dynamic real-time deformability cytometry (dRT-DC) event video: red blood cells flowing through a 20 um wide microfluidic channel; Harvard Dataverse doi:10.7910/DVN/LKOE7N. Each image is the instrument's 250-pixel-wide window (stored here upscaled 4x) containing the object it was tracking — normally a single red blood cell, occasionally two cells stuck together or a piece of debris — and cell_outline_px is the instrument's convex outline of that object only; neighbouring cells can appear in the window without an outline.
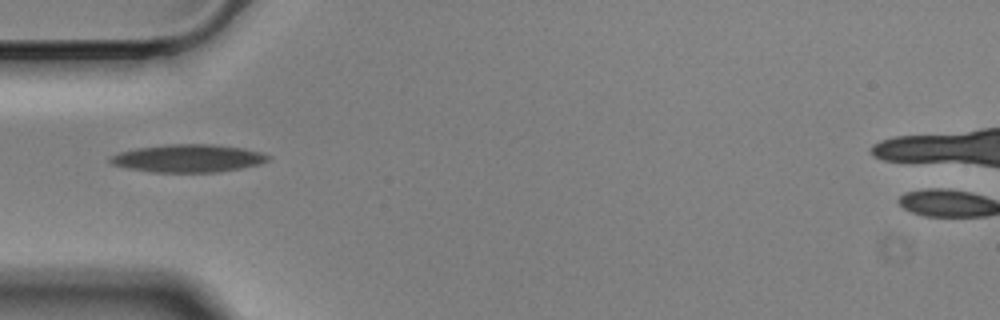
{"species": "Egyptian fruit bat (a non-hibernating species)", "species_latin": "Rousettus aegyptiacus", "temperature_condition": "cold", "stored_images_in_passage": 40, "camera_frame_rate_fps": 3000, "um_per_image_px": 0.085, "animal": {"sex": "male"}, "frame": {"image": 1, "passage_image": 1, "time_ms": 0.0, "image_size_px": [1000, 320], "cell_outline_px": [[272, 156], [268, 160], [260, 164], [240, 168], [216, 172], [152, 172], [128, 168], [112, 164], [108, 160], [112, 156], [120, 152], [136, 148], [164, 144], [212, 144], [244, 148], [264, 152]], "centroid_in_image_um": [16.03, 13.45], "position_along_channel_um": 69.0, "area_um2": 25.66}}
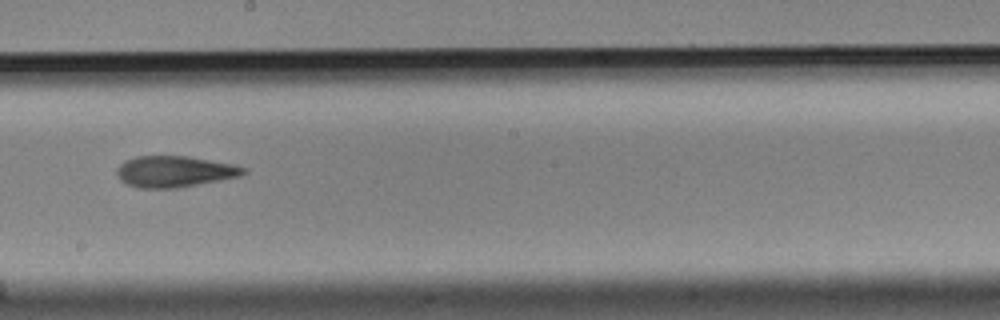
{"frame": {"image": 2, "passage_image": 15, "time_ms": 4.667, "image_size_px": [1000, 320], "cell_outline_px": [[248, 172], [240, 176], [180, 188], [136, 188], [120, 180], [116, 176], [116, 168], [124, 160], [136, 156], [188, 156], [232, 164], [248, 168]], "centroid_in_image_um": [14.82, 14.58], "position_along_channel_um": 233.4, "area_um2": 23.29}}
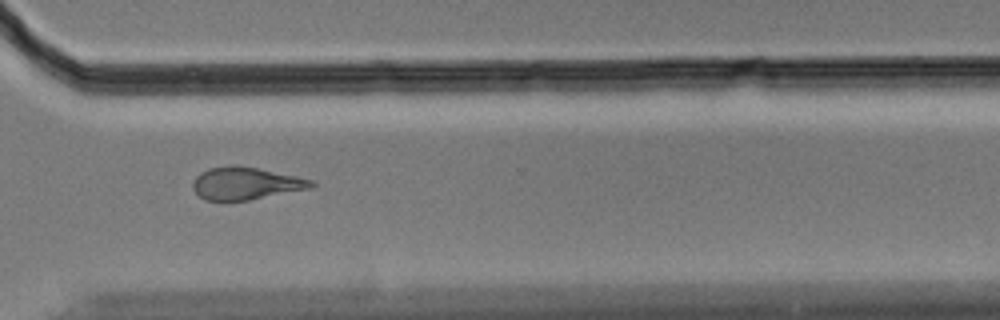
{"frame": {"image": 3, "passage_image": 25, "time_ms": 8.0, "image_size_px": [1000, 320], "cell_outline_px": [[316, 184], [312, 188], [248, 200], [204, 200], [192, 188], [192, 184], [196, 176], [200, 172], [208, 168], [228, 164], [236, 164], [256, 168], [312, 180]], "centroid_in_image_um": [20.84, 15.57], "position_along_channel_um": 349.8, "area_um2": 22.31}, "authors_computed_cell_mechanics": {"area_um2": 23.4668, "velocity_mm_per_s": 3.4983, "shape_relaxation_time_tau1_ms": 4.9791, "shape_relaxation_time_tau2_ms": 5.4344, "deformation_change_tau1": 0.1793, "deformation_change_tau2": 0.1669}}